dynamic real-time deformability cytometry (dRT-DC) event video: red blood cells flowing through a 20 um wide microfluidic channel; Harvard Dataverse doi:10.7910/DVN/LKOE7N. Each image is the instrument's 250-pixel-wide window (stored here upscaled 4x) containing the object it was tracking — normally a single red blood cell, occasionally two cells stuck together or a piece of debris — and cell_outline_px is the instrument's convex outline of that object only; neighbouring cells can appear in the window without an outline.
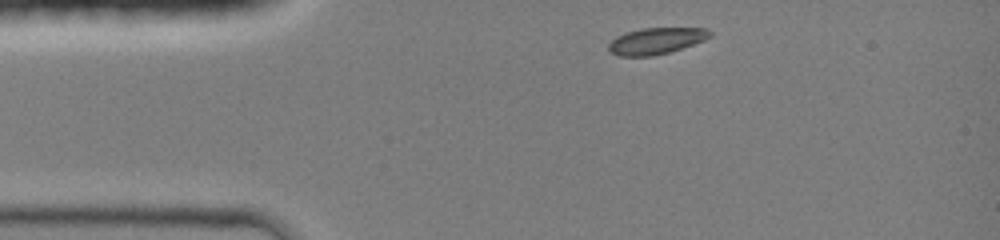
{"species": "common noctule bat (a hibernating species)", "species_latin": "Nyctalus noctula", "temperature_condition": "room temperature", "stored_images_in_passage": 33, "camera_frame_rate_fps": 3000, "um_per_image_px": 0.085, "animal": {"sex": "female", "body_mass_g": 19.0, "forearm_length_mm": 51.5}, "frame": {"image": 1, "passage_image": 1, "time_ms": 0.0, "image_size_px": [1000, 240], "cell_outline_px": [[712, 36], [704, 40], [668, 52], [652, 56], [620, 56], [608, 52], [608, 44], [616, 36], [624, 32], [640, 28], [708, 28], [712, 32]], "centroid_in_image_um": [55.73, 3.47], "position_along_channel_um": 29.3, "area_um2": 15.66}}
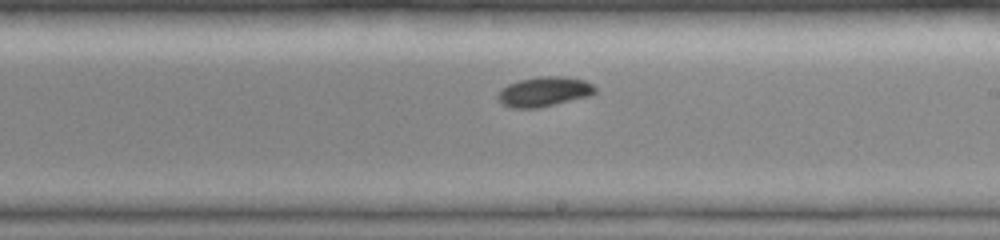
{"frame": {"image": 2, "passage_image": 19, "time_ms": 6.0, "image_size_px": [1000, 240], "cell_outline_px": [[596, 92], [592, 96], [540, 108], [512, 108], [504, 104], [496, 96], [508, 84], [520, 80], [540, 76], [568, 76], [584, 80], [592, 84], [596, 88]], "centroid_in_image_um": [46.32, 7.79], "position_along_channel_um": 242.7, "area_um2": 16.99}}
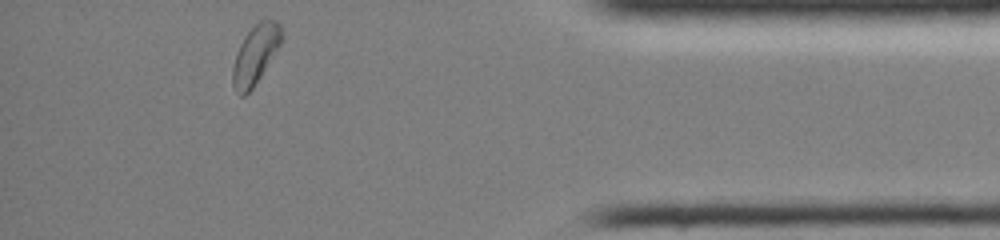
{"frame": {"image": 3, "passage_image": 33, "time_ms": 10.667, "image_size_px": [1000, 240], "cell_outline_px": [[284, 36], [280, 44], [260, 76], [252, 88], [244, 96], [240, 96], [236, 92], [232, 84], [232, 68], [236, 52], [244, 36], [260, 20], [276, 20], [280, 24], [284, 32]], "centroid_in_image_um": [21.7, 4.62], "position_along_channel_um": 413.5, "area_um2": 16.65}, "authors_computed_cell_mechanics": {"area_um2": 16.3574, "velocity_mm_per_s": 4.2521, "shape_relaxation_time_tau1_ms": 1.9488, "shape_relaxation_time_tau2_ms": null, "deformation_change_tau1": 0.0979, "deformation_change_tau2": null}}